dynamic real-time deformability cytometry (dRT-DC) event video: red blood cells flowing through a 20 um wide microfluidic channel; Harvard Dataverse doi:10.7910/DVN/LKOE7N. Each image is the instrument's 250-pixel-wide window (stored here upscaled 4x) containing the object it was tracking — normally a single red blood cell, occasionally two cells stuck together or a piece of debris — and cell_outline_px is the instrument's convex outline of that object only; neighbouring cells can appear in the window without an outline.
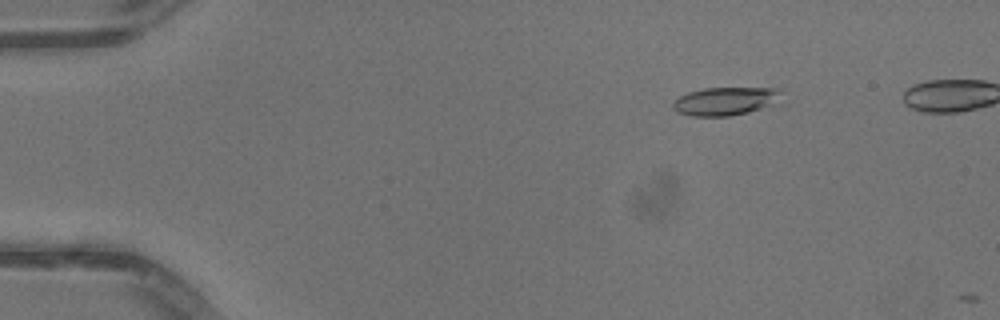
{"species": "common noctule bat (a hibernating species)", "species_latin": "Nyctalus noctula", "temperature_condition": "warm", "stored_images_in_passage": 49, "camera_frame_rate_fps": 3000, "um_per_image_px": 0.085, "animal": {"sex": "male", "body_mass_g": 13.3}, "frame": {"image": 1, "passage_image": 9, "time_ms": 2.667, "image_size_px": [1000, 320], "cell_outline_px": [[768, 92], [752, 108], [740, 112], [716, 116], [688, 112], [684, 96], [696, 92], [716, 88], [752, 88]], "centroid_in_image_um": [61.47, 8.57], "position_along_channel_um": 23.5, "area_um2": 12.48}}
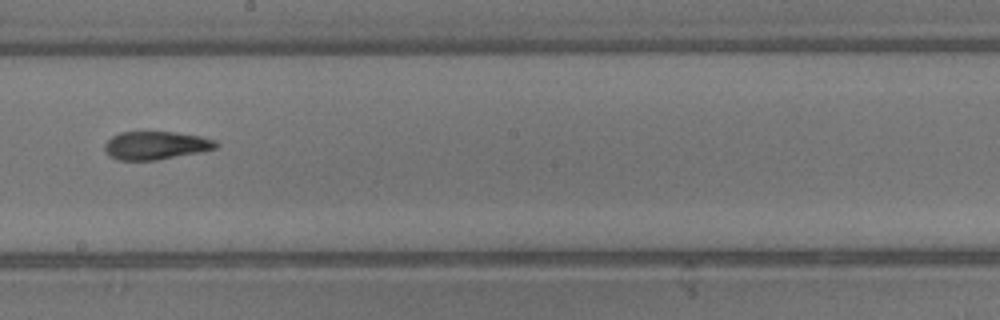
{"frame": {"image": 2, "passage_image": 31, "time_ms": 10.0, "image_size_px": [1000, 320], "cell_outline_px": [[212, 144], [208, 148], [164, 156], [136, 160], [132, 160], [116, 156], [108, 148], [108, 144], [116, 136], [132, 132], [156, 132], [188, 136], [204, 140]], "centroid_in_image_um": [13.06, 12.33], "position_along_channel_um": 235.1, "area_um2": 14.57}}
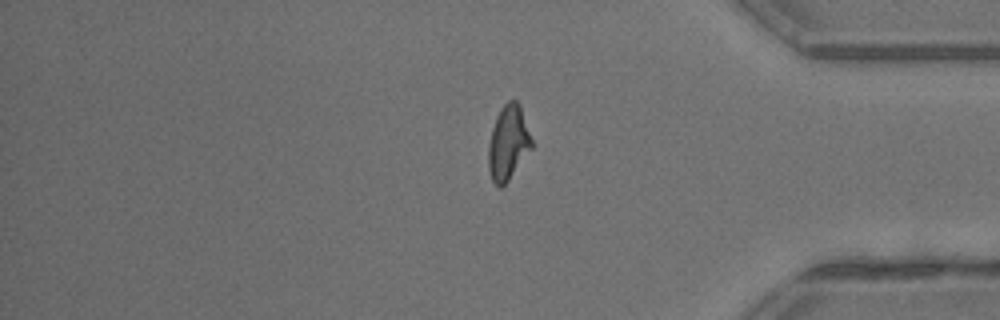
{"frame": {"image": 3, "passage_image": 44, "time_ms": 14.333, "image_size_px": [1000, 320], "cell_outline_px": [[532, 144], [504, 184], [500, 184], [492, 176], [492, 136], [496, 120], [500, 112], [512, 100], [516, 104], [520, 112]], "centroid_in_image_um": [43.23, 12.11], "position_along_channel_um": 392.0, "area_um2": 15.49}}